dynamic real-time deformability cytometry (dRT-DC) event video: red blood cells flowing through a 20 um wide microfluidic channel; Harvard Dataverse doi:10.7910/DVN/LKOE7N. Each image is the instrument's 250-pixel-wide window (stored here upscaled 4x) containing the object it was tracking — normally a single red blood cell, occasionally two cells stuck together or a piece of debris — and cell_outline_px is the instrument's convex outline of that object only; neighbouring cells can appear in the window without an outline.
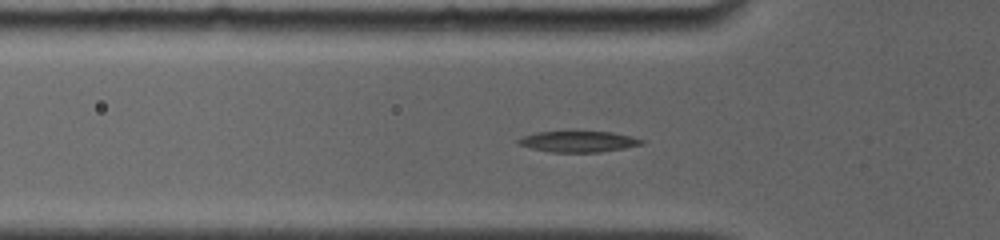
{"species": "common noctule bat (a hibernating species)", "species_latin": "Nyctalus noctula", "temperature_condition": "room temperature", "stored_images_in_passage": 45, "camera_frame_rate_fps": 4000, "um_per_image_px": 0.085, "animal": {"sex": "female", "body_mass_g": 19.0, "forearm_length_mm": 56.7}, "frame": {"image": 1, "passage_image": 12, "time_ms": 3.25, "image_size_px": [1000, 240], "cell_outline_px": [[644, 140], [640, 144], [624, 148], [600, 152], [552, 152], [532, 148], [520, 144], [516, 140], [524, 136], [536, 132], [612, 132]], "centroid_in_image_um": [49.14, 12.03], "position_along_channel_um": 76.7, "area_um2": 14.62}}
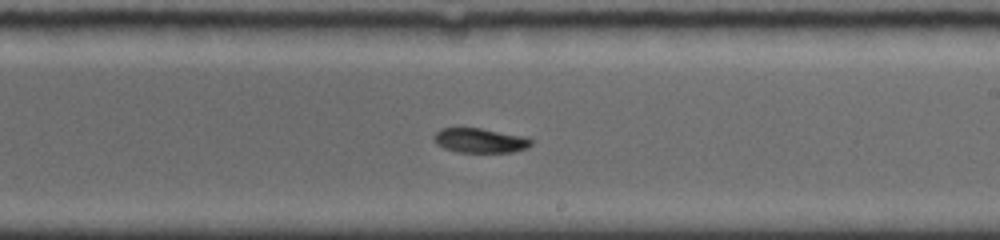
{"frame": {"image": 2, "passage_image": 29, "time_ms": 7.75, "image_size_px": [1000, 240], "cell_outline_px": [[532, 144], [528, 148], [512, 152], [456, 152], [444, 148], [436, 144], [432, 140], [432, 136], [440, 128], [480, 128], [524, 136], [532, 140]], "centroid_in_image_um": [40.77, 11.94], "position_along_channel_um": 248.2, "area_um2": 14.05}}
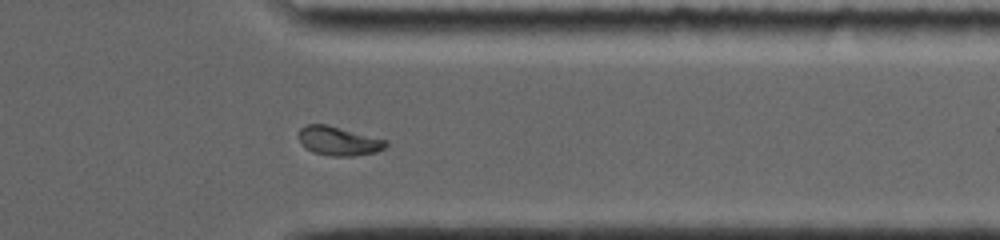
{"frame": {"image": 3, "passage_image": 42, "time_ms": 11.25, "image_size_px": [1000, 240], "cell_outline_px": [[388, 144], [384, 148], [376, 152], [352, 156], [332, 156], [312, 152], [300, 144], [296, 136], [300, 128], [308, 124], [328, 124], [388, 140]], "centroid_in_image_um": [28.74, 11.97], "position_along_channel_um": 382.7, "area_um2": 15.03}, "authors_computed_cell_mechanics": {"area_um2": 14.6234, "velocity_mm_per_s": 3.8194, "shape_relaxation_time_tau1_ms": 7.0724, "shape_relaxation_time_tau2_ms": null, "deformation_change_tau1": 0.2057, "deformation_change_tau2": null}}